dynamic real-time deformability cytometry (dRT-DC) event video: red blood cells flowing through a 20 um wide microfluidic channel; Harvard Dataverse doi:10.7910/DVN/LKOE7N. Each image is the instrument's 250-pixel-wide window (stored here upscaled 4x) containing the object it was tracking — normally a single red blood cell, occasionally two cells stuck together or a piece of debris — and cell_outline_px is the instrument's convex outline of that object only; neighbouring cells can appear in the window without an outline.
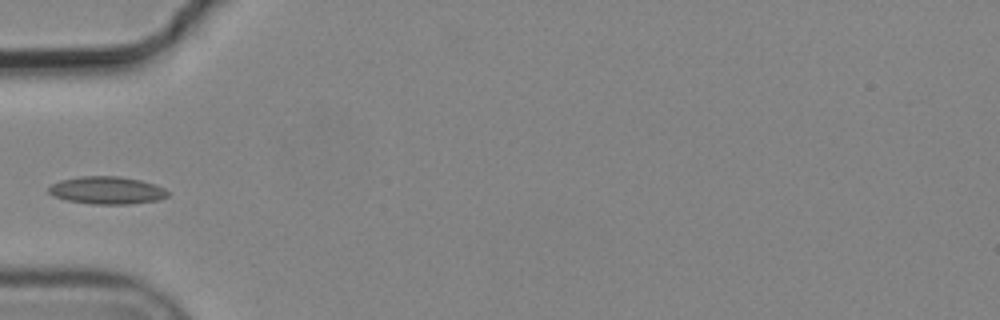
{"species": "common noctule bat (a hibernating species)", "species_latin": "Nyctalus noctula", "temperature_condition": "cold", "stored_images_in_passage": 5, "camera_frame_rate_fps": 3000, "um_per_image_px": 0.085, "animal": {"sex": "male", "body_mass_g": 19.2, "forearm_length_mm": 51.8}, "frame": {"image": 1, "passage_image": 5, "time_ms": 1.333, "image_size_px": [1000, 320], "cell_outline_px": [[168, 196], [156, 200], [128, 204], [92, 204], [68, 200], [52, 196], [48, 192], [48, 188], [52, 184], [60, 180], [80, 176], [120, 176], [140, 180], [156, 184], [164, 188], [168, 192]], "centroid_in_image_um": [9.07, 16.17], "position_along_channel_um": 75.9, "area_um2": 19.13}}